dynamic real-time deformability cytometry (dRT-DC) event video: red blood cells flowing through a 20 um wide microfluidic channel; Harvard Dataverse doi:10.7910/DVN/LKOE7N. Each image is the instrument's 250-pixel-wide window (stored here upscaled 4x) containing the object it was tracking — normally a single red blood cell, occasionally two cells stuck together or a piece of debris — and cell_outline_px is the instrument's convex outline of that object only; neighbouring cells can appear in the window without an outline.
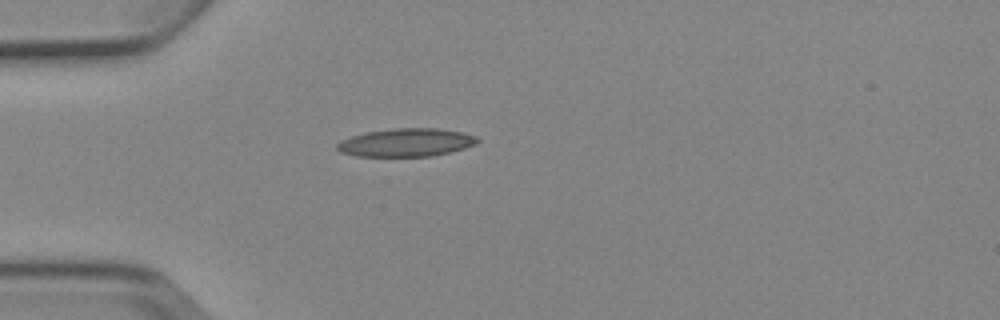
{"species": "Egyptian fruit bat (a non-hibernating species)", "species_latin": "Rousettus aegyptiacus", "temperature_condition": "cold", "stored_images_in_passage": 5, "camera_frame_rate_fps": 3000, "um_per_image_px": 0.085, "animal": {"sex": "female"}, "frame": {"image": 1, "passage_image": 4, "time_ms": 4.333, "image_size_px": [1000, 320], "cell_outline_px": [[480, 140], [476, 144], [464, 148], [432, 156], [356, 156], [340, 152], [336, 148], [336, 144], [340, 140], [352, 136], [368, 132], [392, 128], [440, 128], [464, 132], [476, 136]], "centroid_in_image_um": [34.53, 12.1], "position_along_channel_um": 50.5, "area_um2": 23.06}}